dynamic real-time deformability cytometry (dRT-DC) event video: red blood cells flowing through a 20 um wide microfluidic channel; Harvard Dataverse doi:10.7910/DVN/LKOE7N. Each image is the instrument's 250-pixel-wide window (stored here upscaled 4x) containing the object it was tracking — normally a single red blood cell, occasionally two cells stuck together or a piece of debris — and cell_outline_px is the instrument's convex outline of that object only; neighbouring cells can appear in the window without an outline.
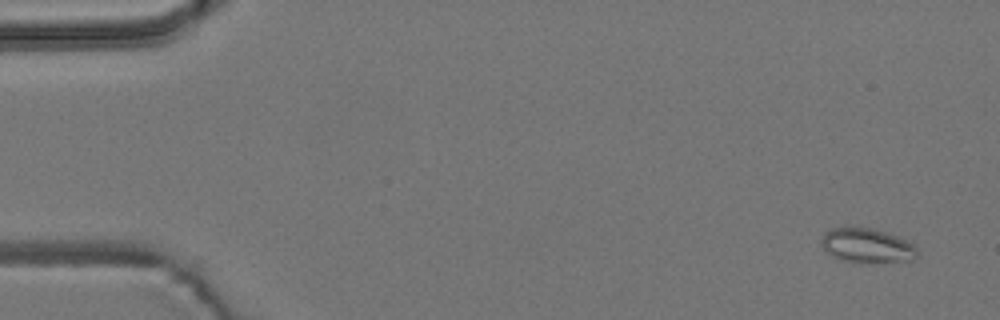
{"species": "common noctule bat (a hibernating species)", "species_latin": "Nyctalus noctula", "temperature_condition": "room temperature", "stored_images_in_passage": 5, "camera_frame_rate_fps": 3000, "um_per_image_px": 0.085, "animal": {"sex": "male", "body_mass_g": 19.2, "forearm_length_mm": 51.8}, "frame": {"image": 1, "passage_image": 1, "time_ms": 0.0, "image_size_px": [1000, 320], "cell_outline_px": [[916, 256], [912, 260], [844, 260], [832, 256], [824, 248], [820, 240], [824, 232], [832, 228], [872, 228], [908, 240], [916, 248]], "centroid_in_image_um": [73.66, 20.82], "position_along_channel_um": 11.3, "area_um2": 18.21}}
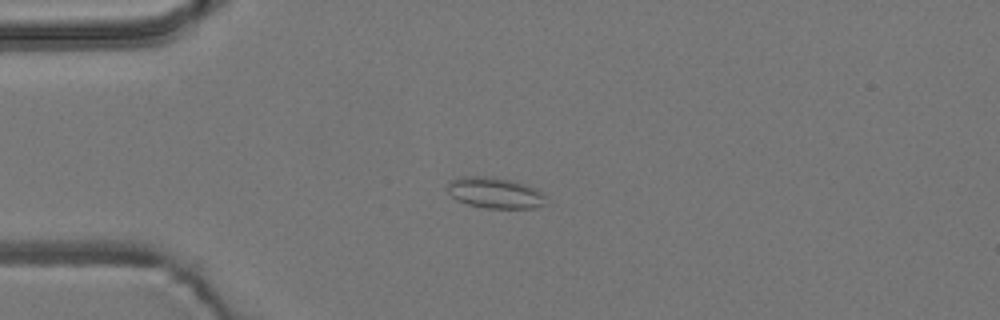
{"frame": {"image": 2, "passage_image": 4, "time_ms": 3.667, "image_size_px": [1000, 320], "cell_outline_px": [[544, 204], [536, 208], [488, 208], [468, 204], [456, 200], [448, 192], [448, 184], [452, 180], [464, 176], [484, 176], [508, 180], [524, 184], [540, 192], [544, 196]], "centroid_in_image_um": [42.03, 16.4], "position_along_channel_um": 43.0, "area_um2": 17.28}}